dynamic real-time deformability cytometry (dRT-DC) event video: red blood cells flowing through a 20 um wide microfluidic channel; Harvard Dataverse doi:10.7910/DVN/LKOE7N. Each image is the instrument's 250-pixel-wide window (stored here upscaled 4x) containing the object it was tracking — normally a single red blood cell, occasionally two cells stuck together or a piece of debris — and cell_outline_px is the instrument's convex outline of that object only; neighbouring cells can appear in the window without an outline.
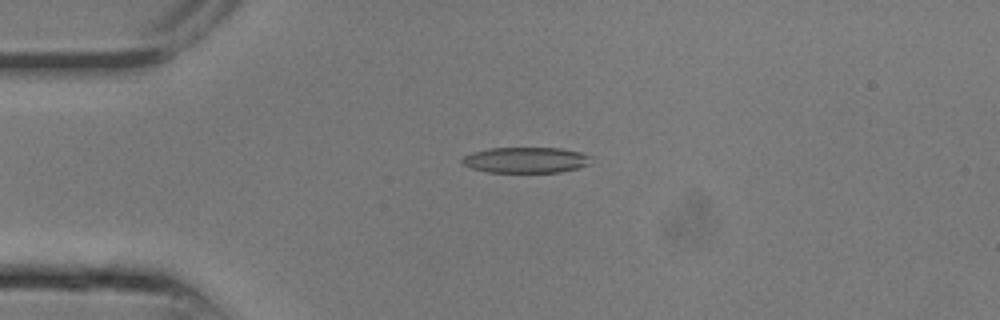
{"species": "common noctule bat (a hibernating species)", "species_latin": "Nyctalus noctula", "temperature_condition": "room temperature", "stored_images_in_passage": 9, "camera_frame_rate_fps": 3000, "um_per_image_px": 0.085, "animal": {"sex": "male", "body_mass_g": 13.3}, "frame": {"image": 1, "passage_image": 6, "time_ms": 1.667, "image_size_px": [1000, 320], "cell_outline_px": [[592, 164], [580, 168], [560, 172], [488, 172], [472, 168], [464, 164], [460, 160], [464, 156], [472, 152], [488, 148], [560, 148], [580, 152], [592, 156]], "centroid_in_image_um": [44.75, 13.6], "position_along_channel_um": 40.2, "area_um2": 19.54}}
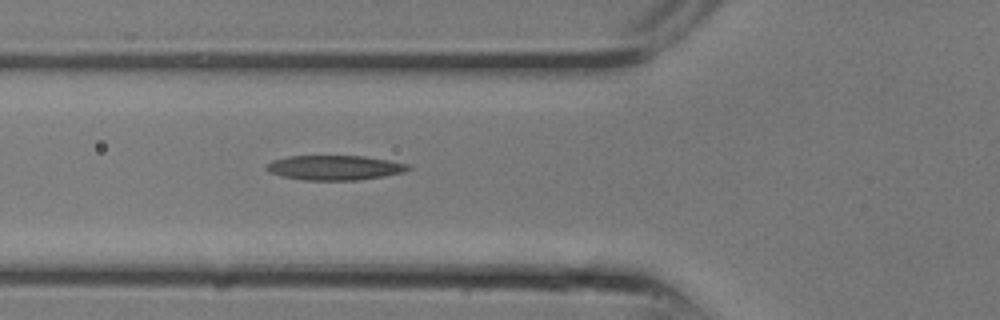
{"frame": {"image": 2, "passage_image": 9, "time_ms": 2.667, "image_size_px": [1000, 320], "cell_outline_px": [[412, 168], [404, 172], [384, 176], [360, 180], [304, 180], [280, 176], [268, 172], [264, 168], [272, 160], [288, 156], [364, 156], [388, 160], [408, 164]], "centroid_in_image_um": [28.43, 14.25], "position_along_channel_um": 97.4, "area_um2": 20.52}}